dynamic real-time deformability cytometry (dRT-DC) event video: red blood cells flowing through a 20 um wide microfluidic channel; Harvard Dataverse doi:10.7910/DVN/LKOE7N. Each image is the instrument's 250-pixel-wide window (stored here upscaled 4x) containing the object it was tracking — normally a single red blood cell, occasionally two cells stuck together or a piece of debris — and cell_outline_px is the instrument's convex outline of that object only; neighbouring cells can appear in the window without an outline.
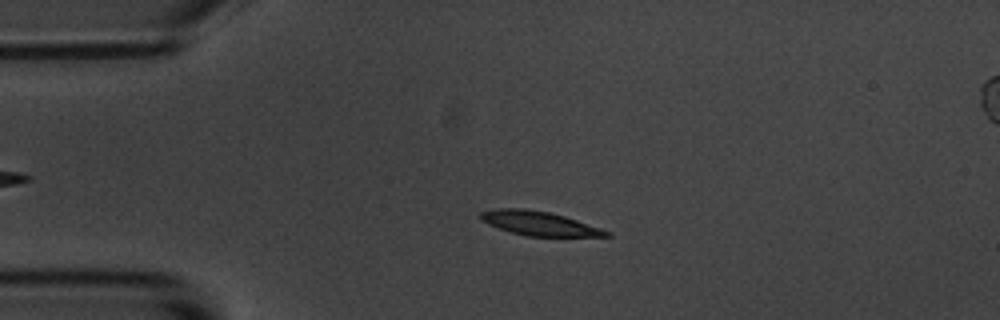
{"species": "common noctule bat (a hibernating species)", "species_latin": "Nyctalus noctula", "temperature_condition": "room temperature", "stored_images_in_passage": 5, "camera_frame_rate_fps": 3000, "um_per_image_px": 0.085, "animal": {"sex": "male", "body_mass_g": 20.1, "forearm_length_mm": 53.5}, "frame": {"image": 1, "passage_image": 3, "time_ms": 2.333, "image_size_px": [1000, 320], "cell_outline_px": [[612, 236], [528, 236], [512, 232], [488, 224], [480, 220], [480, 212], [496, 208], [524, 208], [548, 212], [564, 216], [612, 232]], "centroid_in_image_um": [45.81, 18.98], "position_along_channel_um": 39.2, "area_um2": 17.46}}